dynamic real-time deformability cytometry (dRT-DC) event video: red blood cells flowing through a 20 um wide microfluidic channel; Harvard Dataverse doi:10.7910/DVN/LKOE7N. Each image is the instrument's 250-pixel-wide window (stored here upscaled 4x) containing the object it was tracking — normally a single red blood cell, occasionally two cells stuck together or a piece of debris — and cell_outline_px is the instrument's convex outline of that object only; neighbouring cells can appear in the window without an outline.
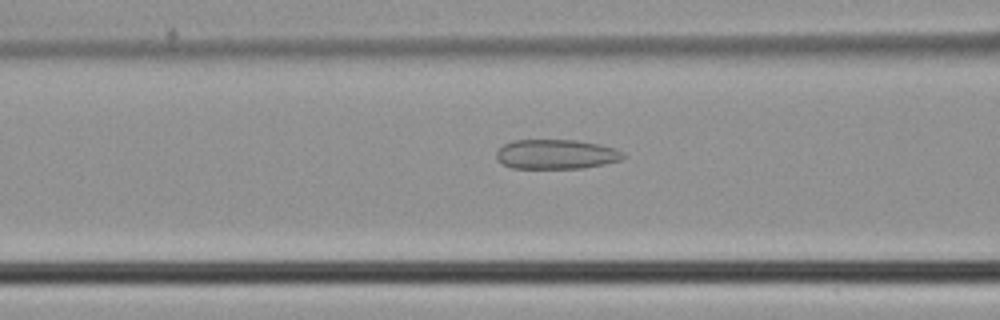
{"species": "common noctule bat (a hibernating species)", "species_latin": "Nyctalus noctula", "temperature_condition": "cold", "stored_images_in_passage": 46, "camera_frame_rate_fps": 3000, "um_per_image_px": 0.085, "animal": {"sex": "male", "body_mass_g": 21.5, "forearm_length_mm": 52.0}, "frame": {"image": 1, "passage_image": 18, "time_ms": 5.667, "image_size_px": [1000, 320], "cell_outline_px": [[624, 156], [620, 160], [604, 164], [584, 168], [512, 168], [496, 160], [496, 152], [504, 144], [512, 140], [576, 140], [600, 144], [616, 148], [624, 152]], "centroid_in_image_um": [47.28, 13.11], "position_along_channel_um": 119.3, "area_um2": 21.96}}
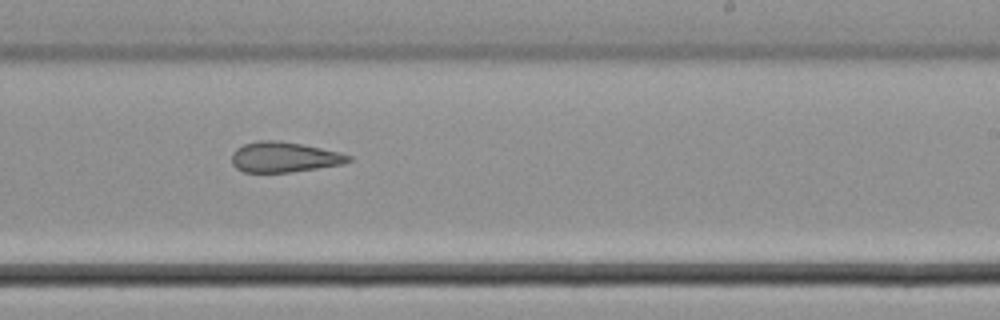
{"frame": {"image": 2, "passage_image": 28, "time_ms": 9.0, "image_size_px": [1000, 320], "cell_outline_px": [[352, 160], [344, 164], [288, 172], [244, 172], [236, 168], [232, 164], [232, 152], [236, 148], [244, 144], [260, 140], [276, 140], [300, 144], [340, 152], [352, 156]], "centroid_in_image_um": [24.14, 13.35], "position_along_channel_um": 264.9, "area_um2": 20.52}}
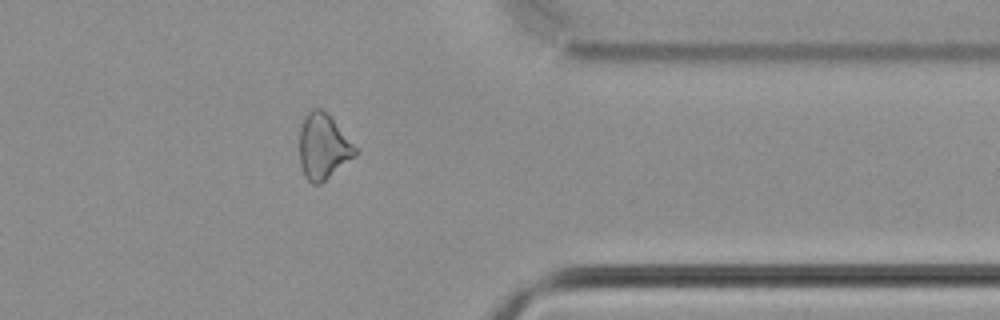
{"frame": {"image": 3, "passage_image": 37, "time_ms": 12.0, "image_size_px": [1000, 320], "cell_outline_px": [[360, 152], [356, 156], [320, 184], [312, 184], [304, 176], [300, 164], [300, 128], [304, 116], [312, 108], [320, 108], [332, 120]], "centroid_in_image_um": [27.46, 12.49], "position_along_channel_um": 383.9, "area_um2": 20.98}}